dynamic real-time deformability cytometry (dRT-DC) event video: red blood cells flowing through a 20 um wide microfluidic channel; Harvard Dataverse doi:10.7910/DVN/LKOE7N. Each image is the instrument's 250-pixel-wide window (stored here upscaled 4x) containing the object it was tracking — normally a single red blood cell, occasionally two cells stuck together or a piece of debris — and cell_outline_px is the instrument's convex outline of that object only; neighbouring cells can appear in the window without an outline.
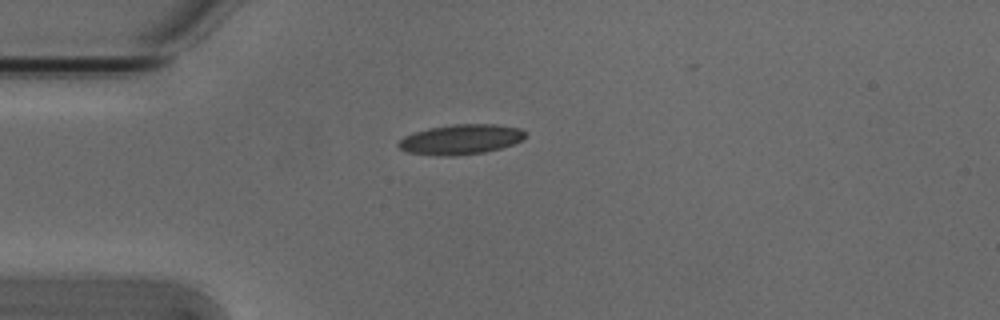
{"species": "Egyptian fruit bat (a non-hibernating species)", "species_latin": "Rousettus aegyptiacus", "temperature_condition": "cold", "stored_images_in_passage": 4, "camera_frame_rate_fps": 3000, "um_per_image_px": 0.085, "animal": {"sex": "male"}, "frame": {"image": 1, "passage_image": 1, "time_ms": 0.0, "image_size_px": [1000, 320], "cell_outline_px": [[524, 136], [520, 140], [512, 144], [500, 148], [484, 152], [452, 156], [436, 156], [408, 152], [400, 148], [396, 144], [404, 136], [428, 128], [452, 124], [496, 124], [520, 128], [524, 132]], "centroid_in_image_um": [39.13, 11.85], "position_along_channel_um": 45.9, "area_um2": 22.02}}
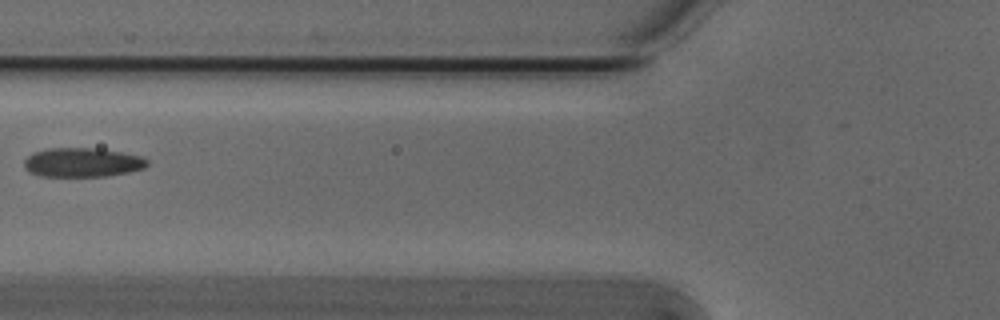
{"frame": {"image": 2, "passage_image": 3, "time_ms": 0.667, "image_size_px": [1000, 320], "cell_outline_px": [[148, 164], [144, 168], [128, 172], [104, 176], [40, 176], [24, 168], [24, 160], [32, 152], [48, 148], [96, 148], [120, 152], [140, 156], [148, 160]], "centroid_in_image_um": [6.98, 13.8], "position_along_channel_um": 118.8, "area_um2": 20.81}}